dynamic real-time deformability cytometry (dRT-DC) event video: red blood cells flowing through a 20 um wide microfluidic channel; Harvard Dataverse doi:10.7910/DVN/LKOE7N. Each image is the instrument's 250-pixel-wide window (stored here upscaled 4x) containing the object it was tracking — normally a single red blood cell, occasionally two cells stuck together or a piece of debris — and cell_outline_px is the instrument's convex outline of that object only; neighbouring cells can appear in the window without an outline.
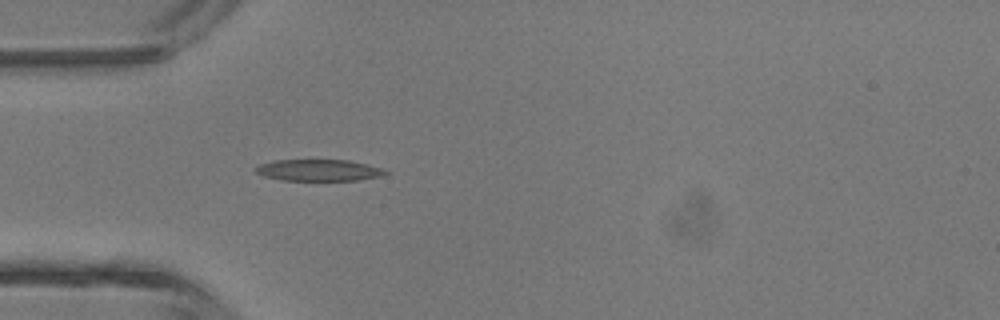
{"species": "common noctule bat (a hibernating species)", "species_latin": "Nyctalus noctula", "temperature_condition": "room temperature", "stored_images_in_passage": 2, "camera_frame_rate_fps": 3000, "um_per_image_px": 0.085, "animal": {"sex": "male", "body_mass_g": 13.3}, "frame": {"image": 1, "passage_image": 2, "time_ms": 1.0, "image_size_px": [1000, 320], "cell_outline_px": [[388, 172], [380, 176], [360, 180], [280, 180], [264, 176], [256, 172], [252, 168], [260, 164], [272, 160], [348, 160], [380, 168]], "centroid_in_image_um": [27.01, 14.46], "position_along_channel_um": 58.0, "area_um2": 16.13}}